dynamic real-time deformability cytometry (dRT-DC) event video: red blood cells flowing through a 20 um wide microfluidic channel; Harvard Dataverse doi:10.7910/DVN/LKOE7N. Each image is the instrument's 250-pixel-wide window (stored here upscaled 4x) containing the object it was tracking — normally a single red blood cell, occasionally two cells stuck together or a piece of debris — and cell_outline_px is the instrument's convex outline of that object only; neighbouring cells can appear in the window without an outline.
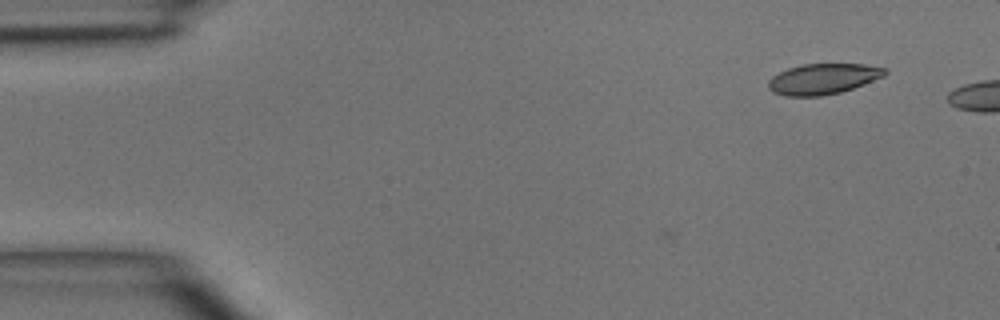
{"species": "common noctule bat (a hibernating species)", "species_latin": "Nyctalus noctula", "temperature_condition": "room temperature", "stored_images_in_passage": 3, "camera_frame_rate_fps": 3000, "um_per_image_px": 0.085, "animal": {"sex": "male", "body_mass_g": 15.6}, "frame": {"image": 1, "passage_image": 3, "time_ms": 2.333, "image_size_px": [1000, 320], "cell_outline_px": [[888, 72], [884, 76], [864, 84], [840, 92], [820, 96], [784, 96], [772, 92], [768, 88], [768, 80], [772, 76], [788, 68], [804, 64], [864, 64], [888, 68]], "centroid_in_image_um": [69.95, 6.7], "position_along_channel_um": 15.0, "area_um2": 20.87}}